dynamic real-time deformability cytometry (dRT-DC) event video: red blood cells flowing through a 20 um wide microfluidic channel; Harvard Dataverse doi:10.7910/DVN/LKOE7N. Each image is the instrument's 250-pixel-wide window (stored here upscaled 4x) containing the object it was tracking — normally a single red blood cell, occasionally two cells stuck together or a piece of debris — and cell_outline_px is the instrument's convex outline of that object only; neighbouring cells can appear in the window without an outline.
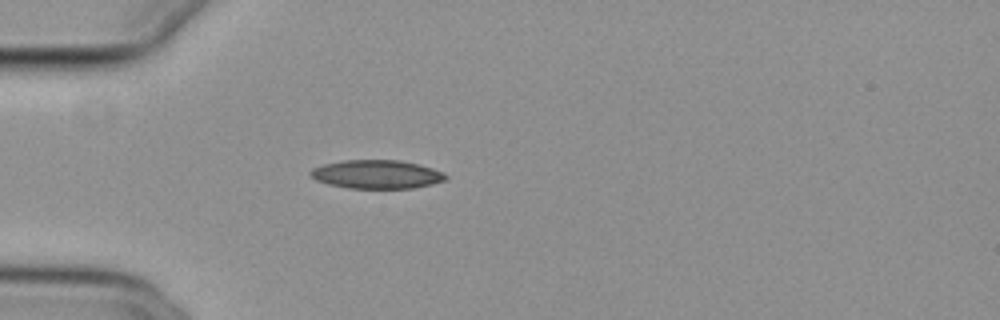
{"species": "common noctule bat (a hibernating species)", "species_latin": "Nyctalus noctula", "temperature_condition": "cold", "stored_images_in_passage": 27, "camera_frame_rate_fps": 3000, "um_per_image_px": 0.085, "animal": {"sex": "female", "body_mass_g": 29.2, "forearm_length_mm": 56.3}, "frame": {"image": 1, "passage_image": 1, "time_ms": 0.0, "image_size_px": [1000, 320], "cell_outline_px": [[448, 176], [444, 180], [432, 184], [412, 188], [348, 188], [328, 184], [316, 180], [308, 176], [308, 172], [312, 168], [324, 164], [344, 160], [400, 160], [420, 164], [444, 172]], "centroid_in_image_um": [32.0, 14.81], "position_along_channel_um": 53.0, "area_um2": 22.66}}
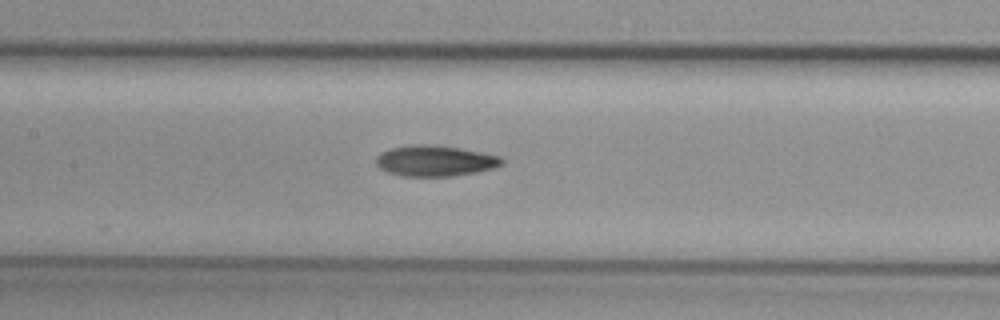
{"frame": {"image": 2, "passage_image": 11, "time_ms": 3.333, "image_size_px": [1000, 320], "cell_outline_px": [[504, 164], [492, 168], [476, 172], [452, 176], [400, 176], [388, 172], [380, 168], [376, 164], [376, 156], [380, 152], [392, 148], [412, 144], [436, 144], [460, 148], [500, 156], [504, 160]], "centroid_in_image_um": [36.96, 13.66], "position_along_channel_um": 170.4, "area_um2": 22.72}}
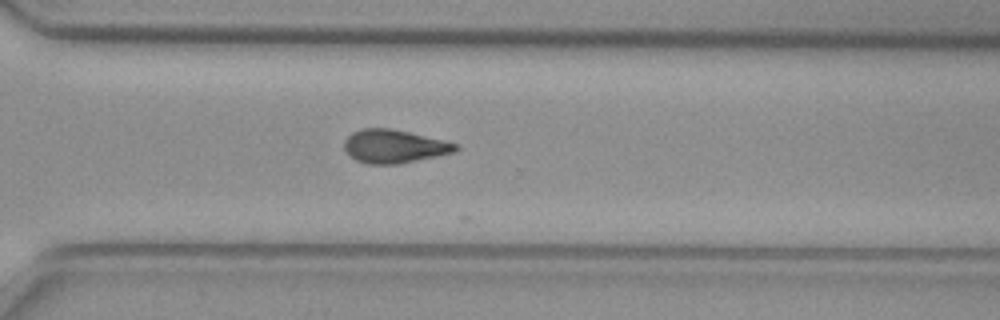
{"frame": {"image": 3, "passage_image": 24, "time_ms": 7.667, "image_size_px": [1000, 320], "cell_outline_px": [[460, 148], [452, 152], [436, 156], [396, 164], [368, 164], [356, 160], [344, 148], [344, 140], [352, 132], [360, 128], [392, 128], [444, 140], [460, 144]], "centroid_in_image_um": [33.5, 12.42], "position_along_channel_um": 337.1, "area_um2": 21.56}}